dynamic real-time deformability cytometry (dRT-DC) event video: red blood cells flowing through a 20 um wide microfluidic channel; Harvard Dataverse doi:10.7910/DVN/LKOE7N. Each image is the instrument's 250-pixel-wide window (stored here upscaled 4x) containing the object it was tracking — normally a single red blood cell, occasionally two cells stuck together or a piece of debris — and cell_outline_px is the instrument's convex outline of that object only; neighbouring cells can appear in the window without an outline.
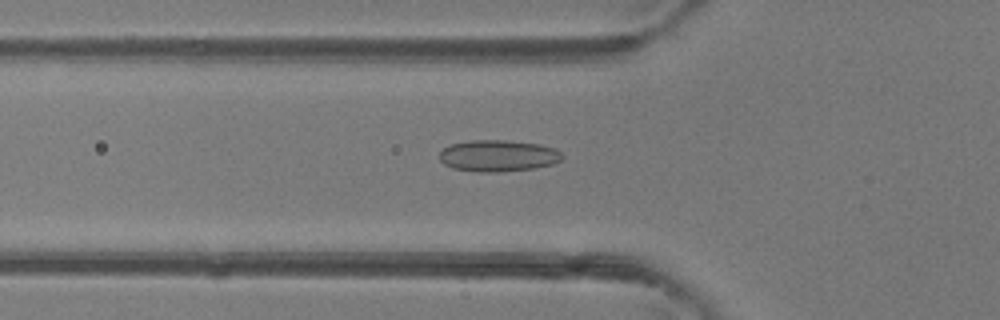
{"species": "common noctule bat (a hibernating species)", "species_latin": "Nyctalus noctula", "temperature_condition": "room temperature", "stored_images_in_passage": 34, "camera_frame_rate_fps": 3000, "um_per_image_px": 0.085, "animal": {"sex": "female"}, "frame": {"image": 1, "passage_image": 16, "time_ms": 5.0, "image_size_px": [1000, 320], "cell_outline_px": [[564, 156], [560, 160], [552, 164], [532, 168], [500, 172], [480, 172], [452, 168], [444, 164], [440, 160], [440, 152], [444, 148], [452, 144], [468, 140], [508, 140], [540, 144], [556, 148]], "centroid_in_image_um": [42.34, 13.23], "position_along_channel_um": 83.5, "area_um2": 22.6}}
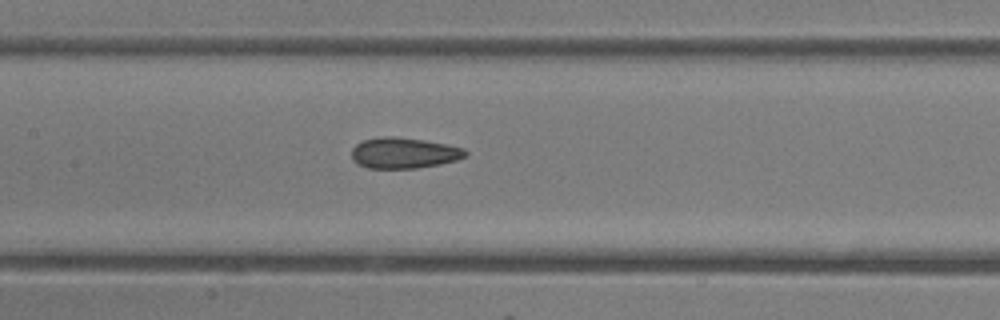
{"frame": {"image": 2, "passage_image": 22, "time_ms": 7.0, "image_size_px": [1000, 320], "cell_outline_px": [[468, 152], [464, 156], [456, 160], [440, 164], [416, 168], [368, 168], [356, 164], [352, 160], [352, 148], [356, 144], [364, 140], [380, 136], [396, 136], [424, 140], [448, 144], [464, 148]], "centroid_in_image_um": [34.31, 12.99], "position_along_channel_um": 173.1, "area_um2": 20.58}}
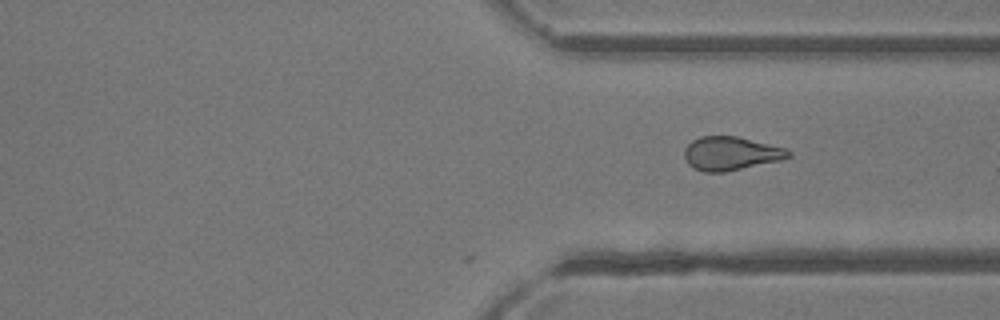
{"frame": {"image": 3, "passage_image": 34, "time_ms": 11.0, "image_size_px": [1000, 320], "cell_outline_px": [[792, 156], [780, 160], [724, 172], [704, 172], [692, 168], [688, 164], [684, 156], [684, 148], [692, 140], [700, 136], [736, 136], [788, 148], [792, 152]], "centroid_in_image_um": [62.12, 13.04], "position_along_channel_um": 349.3, "area_um2": 20.52}}